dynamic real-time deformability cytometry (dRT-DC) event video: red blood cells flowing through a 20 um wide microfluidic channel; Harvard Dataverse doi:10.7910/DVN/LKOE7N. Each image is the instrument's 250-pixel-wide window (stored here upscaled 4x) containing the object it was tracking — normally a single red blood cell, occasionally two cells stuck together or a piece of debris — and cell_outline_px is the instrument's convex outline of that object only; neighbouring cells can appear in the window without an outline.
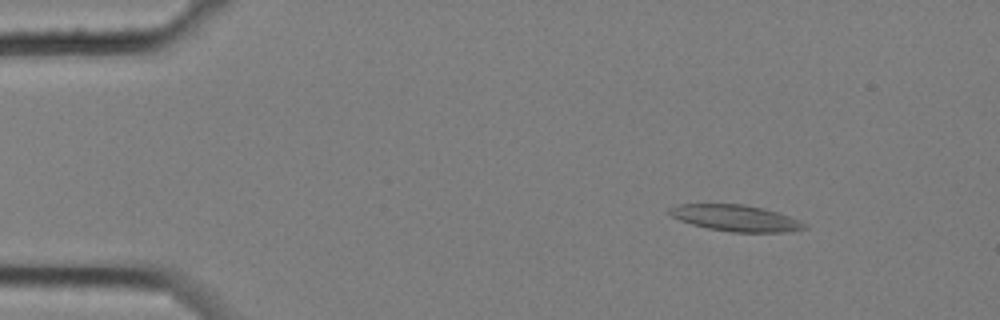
{"species": "common noctule bat (a hibernating species)", "species_latin": "Nyctalus noctula", "temperature_condition": "cold", "stored_images_in_passage": 5, "camera_frame_rate_fps": 3000, "um_per_image_px": 0.085, "animal": {"sex": "female", "body_mass_g": 25.1}, "frame": {"image": 1, "passage_image": 2, "time_ms": 0.333, "image_size_px": [1000, 320], "cell_outline_px": [[808, 228], [784, 232], [732, 232], [708, 228], [692, 224], [680, 220], [672, 216], [668, 212], [668, 208], [680, 204], [744, 204], [764, 208], [800, 220], [808, 224]], "centroid_in_image_um": [62.55, 18.53], "position_along_channel_um": 22.4, "area_um2": 20.63}}
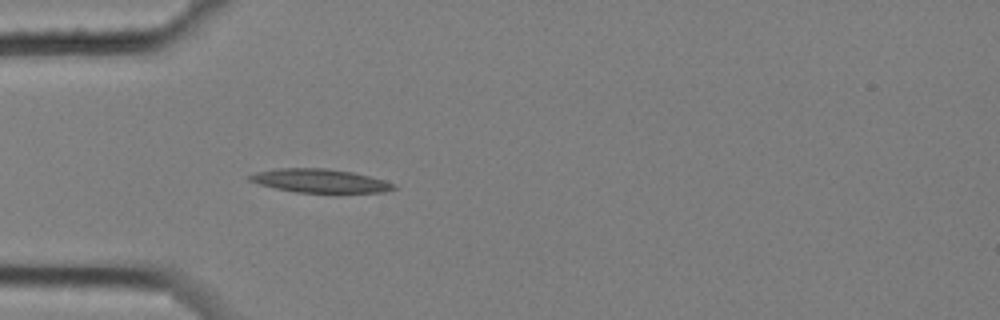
{"frame": {"image": 2, "passage_image": 5, "time_ms": 1.333, "image_size_px": [1000, 320], "cell_outline_px": [[396, 188], [384, 192], [340, 196], [296, 192], [276, 188], [260, 184], [248, 180], [248, 176], [256, 172], [276, 168], [324, 168], [352, 172], [384, 180], [392, 184]], "centroid_in_image_um": [27.25, 15.42], "position_along_channel_um": 57.7, "area_um2": 20.69}}